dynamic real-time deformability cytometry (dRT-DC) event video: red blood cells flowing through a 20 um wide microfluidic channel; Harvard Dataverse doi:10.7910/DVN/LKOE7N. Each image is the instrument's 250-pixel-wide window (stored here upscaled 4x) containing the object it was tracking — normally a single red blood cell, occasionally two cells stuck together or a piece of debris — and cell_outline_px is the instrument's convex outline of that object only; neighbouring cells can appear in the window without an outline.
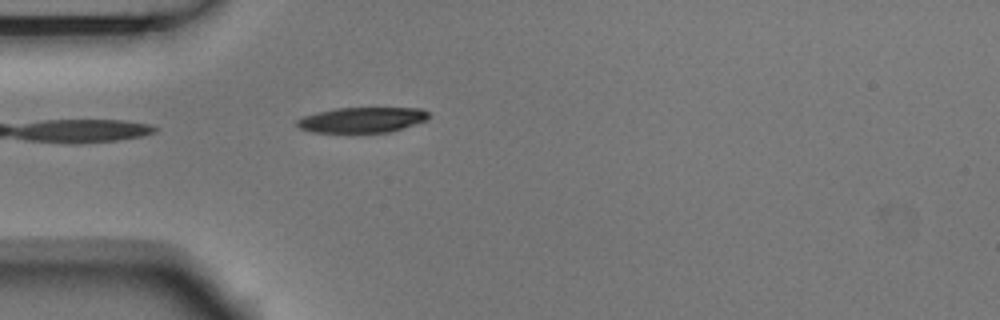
{"species": "Egyptian fruit bat (a non-hibernating species)", "species_latin": "Rousettus aegyptiacus", "temperature_condition": "room temperature", "stored_images_in_passage": 5, "camera_frame_rate_fps": 3000, "um_per_image_px": 0.085, "animal": {"sex": "male"}, "frame": {"image": 1, "passage_image": 5, "time_ms": 1.333, "image_size_px": [1000, 320], "cell_outline_px": [[432, 116], [428, 120], [392, 132], [312, 132], [300, 128], [296, 124], [296, 120], [304, 116], [316, 112], [336, 108], [420, 108], [428, 112]], "centroid_in_image_um": [30.82, 10.19], "position_along_channel_um": 54.2, "area_um2": 19.59}}